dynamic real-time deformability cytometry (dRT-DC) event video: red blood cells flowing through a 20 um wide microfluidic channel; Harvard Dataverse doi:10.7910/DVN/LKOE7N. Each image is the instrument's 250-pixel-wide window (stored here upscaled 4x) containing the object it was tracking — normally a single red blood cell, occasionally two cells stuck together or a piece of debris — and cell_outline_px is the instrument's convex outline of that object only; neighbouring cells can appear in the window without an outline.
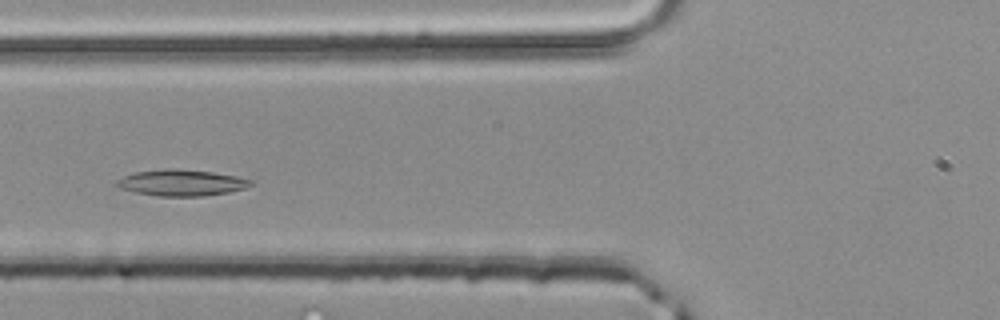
{"species": "common noctule bat (a hibernating species)", "species_latin": "Nyctalus noctula", "temperature_condition": "room temperature", "stored_images_in_passage": 45, "camera_frame_rate_fps": 3000, "um_per_image_px": 0.085, "animal": {"sex": "male", "body_mass_g": 20.4}, "frame": {"image": 1, "passage_image": 14, "time_ms": 4.333, "image_size_px": [1000, 320], "cell_outline_px": [[256, 180], [252, 184], [244, 188], [228, 192], [204, 196], [156, 196], [136, 192], [120, 188], [116, 184], [116, 180], [124, 176], [136, 172], [164, 168], [176, 168], [212, 172], [236, 176]], "centroid_in_image_um": [15.44, 15.52], "position_along_channel_um": 110.4, "area_um2": 20.52}}
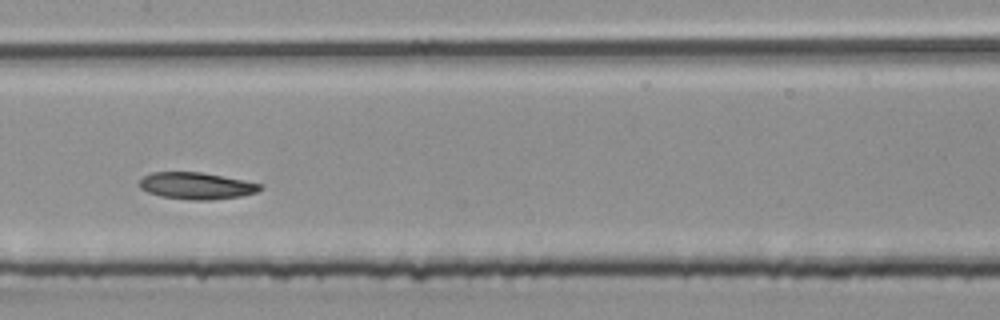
{"frame": {"image": 2, "passage_image": 20, "time_ms": 6.333, "image_size_px": [1000, 320], "cell_outline_px": [[264, 188], [256, 192], [240, 196], [212, 200], [188, 200], [160, 196], [148, 192], [140, 188], [140, 180], [144, 176], [152, 172], [200, 172], [244, 180], [264, 184]], "centroid_in_image_um": [16.72, 15.8], "position_along_channel_um": 190.7, "area_um2": 18.9}}
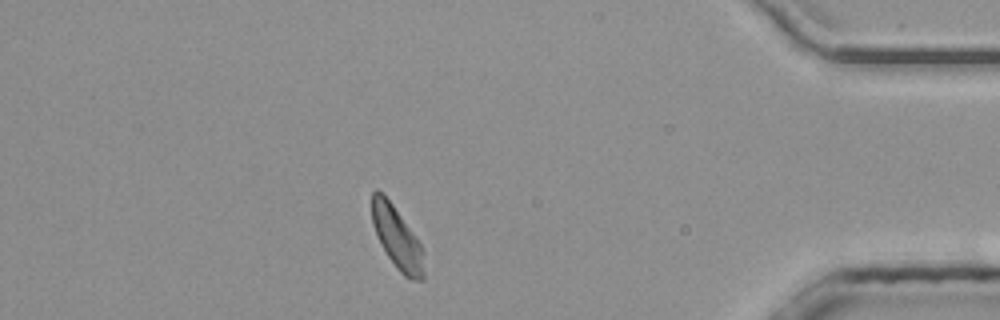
{"frame": {"image": 3, "passage_image": 39, "time_ms": 12.667, "image_size_px": [1000, 320], "cell_outline_px": [[424, 280], [412, 280], [404, 276], [396, 268], [380, 244], [372, 224], [372, 192], [376, 188], [392, 204], [420, 244], [424, 272]], "centroid_in_image_um": [33.71, 20.24], "position_along_channel_um": 401.5, "area_um2": 18.26}}